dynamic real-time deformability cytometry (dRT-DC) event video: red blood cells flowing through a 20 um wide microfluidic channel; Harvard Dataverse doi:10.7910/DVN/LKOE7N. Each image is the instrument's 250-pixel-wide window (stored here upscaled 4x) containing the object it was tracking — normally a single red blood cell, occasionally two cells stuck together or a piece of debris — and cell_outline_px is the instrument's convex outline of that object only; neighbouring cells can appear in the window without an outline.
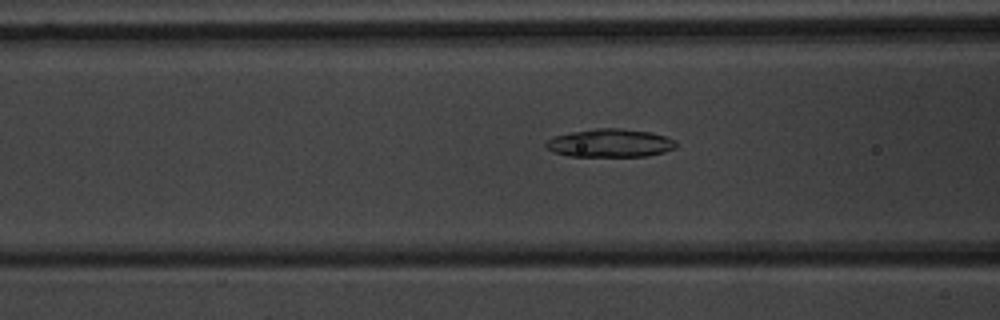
{"species": "common noctule bat (a hibernating species)", "species_latin": "Nyctalus noctula", "temperature_condition": "warm", "stored_images_in_passage": 50, "camera_frame_rate_fps": 3000, "um_per_image_px": 0.085, "animal": {"sex": "male", "body_mass_g": 20.1, "forearm_length_mm": 53.5}, "frame": {"image": 1, "passage_image": 17, "time_ms": 5.333, "image_size_px": [1000, 320], "cell_outline_px": [[676, 148], [664, 152], [648, 156], [568, 156], [552, 152], [544, 144], [548, 140], [556, 136], [572, 132], [596, 128], [620, 128], [652, 132], [676, 140]], "centroid_in_image_um": [51.88, 12.16], "position_along_channel_um": 114.7, "area_um2": 21.39}}
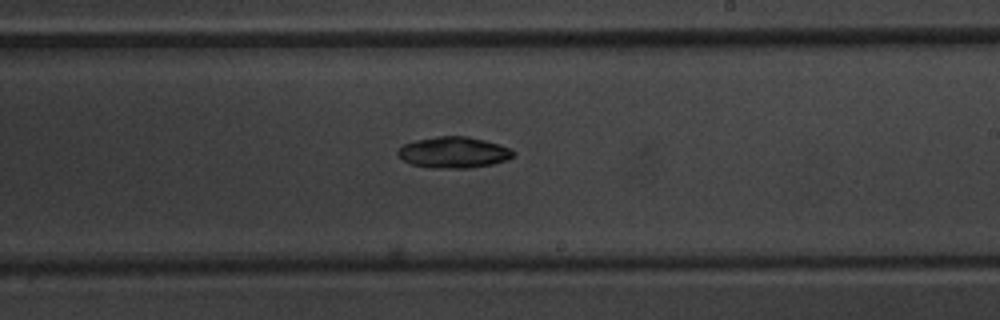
{"frame": {"image": 2, "passage_image": 28, "time_ms": 9.0, "image_size_px": [1000, 320], "cell_outline_px": [[516, 152], [508, 160], [492, 164], [468, 168], [432, 168], [412, 164], [404, 160], [396, 152], [404, 144], [416, 140], [440, 136], [468, 136], [500, 144]], "centroid_in_image_um": [38.58, 12.95], "position_along_channel_um": 250.4, "area_um2": 20.81}}
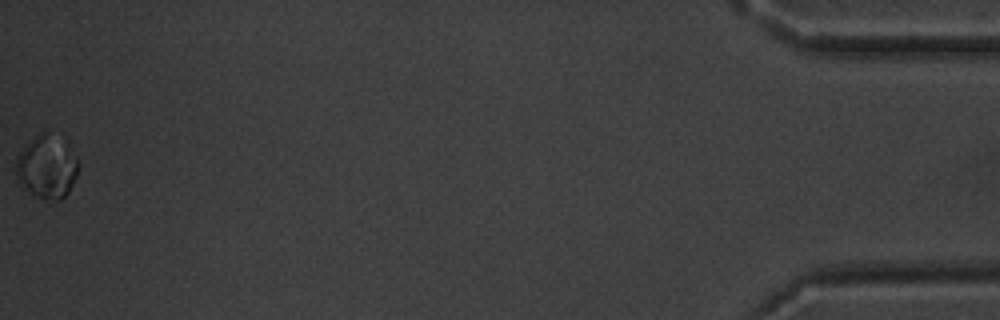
{"frame": {"image": 3, "passage_image": 50, "time_ms": 16.333, "image_size_px": [1000, 320], "cell_outline_px": [[76, 176], [68, 192], [60, 200], [52, 200], [36, 196], [20, 188], [16, 172], [16, 160], [20, 152], [40, 132], [44, 132], [76, 160]], "centroid_in_image_um": [3.87, 14.33], "position_along_channel_um": 431.3, "area_um2": 21.21}, "authors_computed_cell_mechanics": {"area_um2": 20.9236, "velocity_mm_per_s": 3.7005, "shape_relaxation_time_tau1_ms": 2.7988, "shape_relaxation_time_tau2_ms": null, "deformation_change_tau1": 0.1267, "deformation_change_tau2": null}}